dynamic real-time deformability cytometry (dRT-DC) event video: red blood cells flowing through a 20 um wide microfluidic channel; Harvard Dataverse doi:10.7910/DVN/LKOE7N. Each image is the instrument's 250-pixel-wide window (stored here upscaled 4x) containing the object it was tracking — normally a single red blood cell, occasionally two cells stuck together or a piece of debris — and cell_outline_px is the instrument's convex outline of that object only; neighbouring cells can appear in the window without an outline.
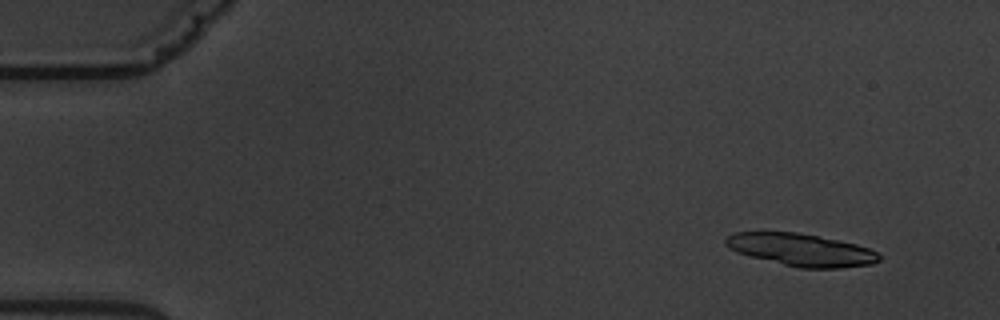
{"species": "common noctule bat (a hibernating species)", "species_latin": "Nyctalus noctula", "temperature_condition": "warm", "stored_images_in_passage": 5, "camera_frame_rate_fps": 3000, "um_per_image_px": 0.085, "animal": {"sex": "male", "body_mass_g": 19.5, "forearm_length_mm": 54.6}, "frame": {"image": 1, "passage_image": 2, "time_ms": 1.0, "image_size_px": [1000, 320], "cell_outline_px": [[880, 260], [872, 264], [840, 268], [800, 268], [736, 252], [724, 244], [724, 236], [732, 232], [796, 232], [856, 244], [868, 248], [876, 252], [880, 256]], "centroid_in_image_um": [68.06, 21.23], "position_along_channel_um": 16.9, "area_um2": 28.73}}